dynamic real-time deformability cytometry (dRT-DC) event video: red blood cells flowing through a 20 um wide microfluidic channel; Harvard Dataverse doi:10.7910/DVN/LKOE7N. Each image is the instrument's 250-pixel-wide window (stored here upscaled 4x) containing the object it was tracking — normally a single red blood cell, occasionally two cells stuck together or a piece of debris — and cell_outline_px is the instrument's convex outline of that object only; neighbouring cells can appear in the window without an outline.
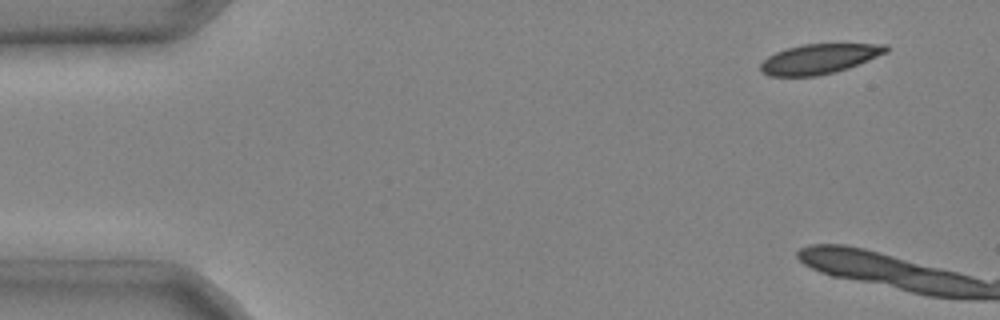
{"species": "common noctule bat (a hibernating species)", "species_latin": "Nyctalus noctula", "temperature_condition": "cold", "stored_images_in_passage": 3, "camera_frame_rate_fps": 3000, "um_per_image_px": 0.085, "animal": {"sex": "male", "body_mass_g": 20.4}, "frame": {"image": 1, "passage_image": 1, "time_ms": 0.0, "image_size_px": [1000, 320], "cell_outline_px": [[888, 52], [848, 68], [836, 72], [816, 76], [768, 76], [760, 72], [760, 64], [768, 56], [776, 52], [788, 48], [804, 44], [888, 44]], "centroid_in_image_um": [69.62, 5.01], "position_along_channel_um": 15.4, "area_um2": 21.79}}